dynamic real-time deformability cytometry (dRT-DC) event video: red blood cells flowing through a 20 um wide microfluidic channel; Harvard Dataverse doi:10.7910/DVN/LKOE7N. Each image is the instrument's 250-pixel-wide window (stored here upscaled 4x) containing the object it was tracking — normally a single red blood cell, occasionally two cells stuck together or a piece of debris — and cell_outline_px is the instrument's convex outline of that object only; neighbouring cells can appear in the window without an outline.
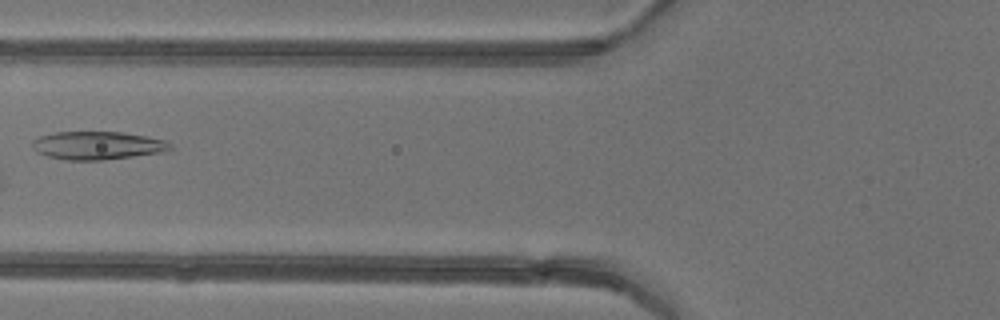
{"species": "common noctule bat (a hibernating species)", "species_latin": "Nyctalus noctula", "temperature_condition": "warm", "stored_images_in_passage": 6, "camera_frame_rate_fps": 3000, "um_per_image_px": 0.085, "animal": {"sex": "female"}, "frame": {"image": 1, "passage_image": 6, "time_ms": 5.667, "image_size_px": [1000, 320], "cell_outline_px": [[172, 148], [160, 152], [104, 160], [64, 160], [48, 156], [36, 152], [32, 148], [32, 140], [40, 136], [56, 132], [124, 132], [164, 140], [172, 144]], "centroid_in_image_um": [8.23, 12.36], "position_along_channel_um": 117.6, "area_um2": 22.48}}